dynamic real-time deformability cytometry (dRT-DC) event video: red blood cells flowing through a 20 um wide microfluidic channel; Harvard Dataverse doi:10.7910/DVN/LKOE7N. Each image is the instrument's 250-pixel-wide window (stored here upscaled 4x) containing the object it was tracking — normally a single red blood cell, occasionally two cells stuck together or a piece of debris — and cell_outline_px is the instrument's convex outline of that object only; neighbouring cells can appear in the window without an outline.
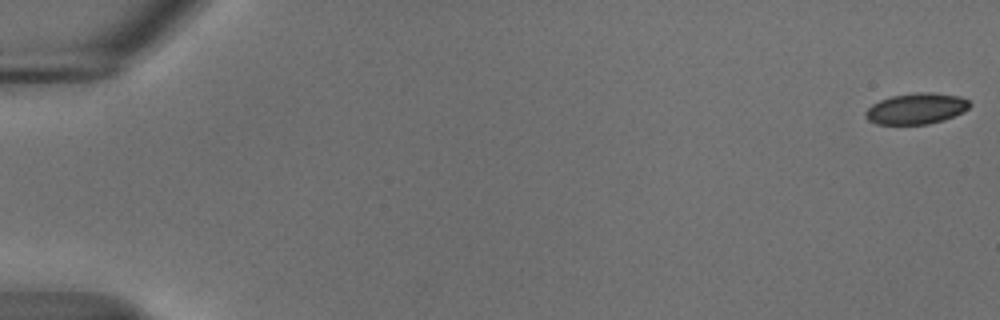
{"species": "common noctule bat (a hibernating species)", "species_latin": "Nyctalus noctula", "temperature_condition": "cold", "stored_images_in_passage": 56, "camera_frame_rate_fps": 3000, "um_per_image_px": 0.085, "animal": {"sex": "male", "body_mass_g": 18.8}, "frame": {"image": 1, "passage_image": 1, "time_ms": 0.0, "image_size_px": [1000, 320], "cell_outline_px": [[972, 104], [964, 112], [944, 120], [928, 124], [876, 124], [868, 120], [864, 116], [864, 112], [872, 104], [880, 100], [892, 96], [916, 92], [932, 92], [960, 96], [968, 100]], "centroid_in_image_um": [77.89, 9.23], "position_along_channel_um": 7.1, "area_um2": 18.96}}
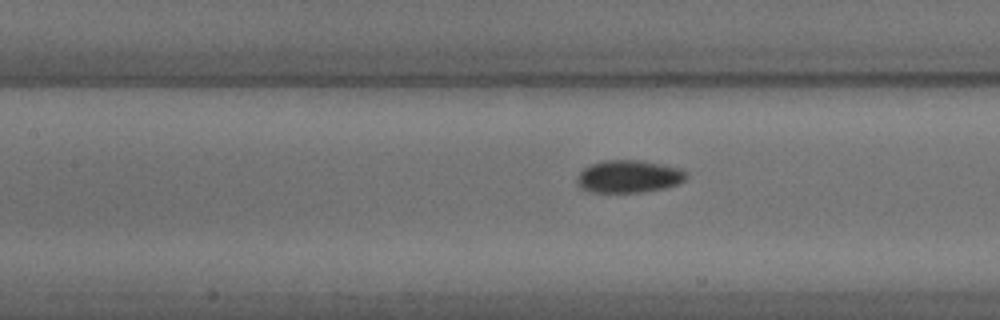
{"frame": {"image": 2, "passage_image": 26, "time_ms": 8.333, "image_size_px": [1000, 320], "cell_outline_px": [[688, 176], [684, 180], [668, 188], [644, 192], [592, 192], [580, 188], [576, 184], [576, 180], [580, 172], [584, 168], [592, 164], [604, 160], [640, 160], [664, 164], [684, 168], [688, 172]], "centroid_in_image_um": [53.49, 15.0], "position_along_channel_um": 153.9, "area_um2": 21.1}}
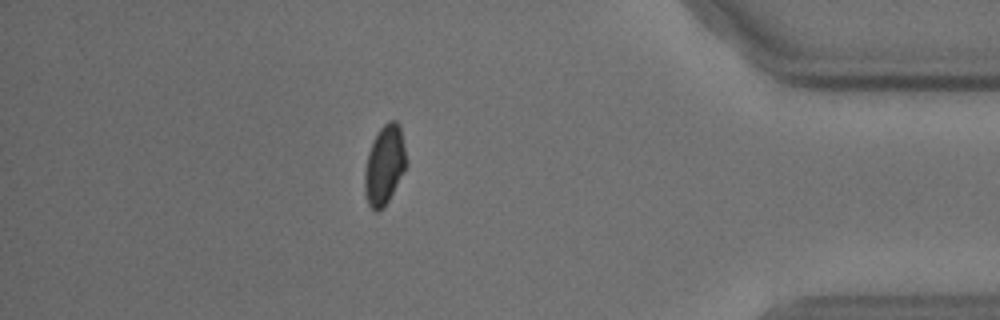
{"frame": {"image": 3, "passage_image": 49, "time_ms": 16.0, "image_size_px": [1000, 320], "cell_outline_px": [[408, 164], [388, 200], [376, 212], [368, 204], [364, 192], [364, 172], [368, 152], [380, 128], [388, 120], [396, 120], [400, 124]], "centroid_in_image_um": [32.69, 13.99], "position_along_channel_um": 402.5, "area_um2": 19.13}, "authors_computed_cell_mechanics": {"area_um2": 19.8254, "velocity_mm_per_s": 3.6913, "shape_relaxation_time_tau1_ms": 4.7623, "shape_relaxation_time_tau2_ms": null, "deformation_change_tau1": 0.0895, "deformation_change_tau2": null}}